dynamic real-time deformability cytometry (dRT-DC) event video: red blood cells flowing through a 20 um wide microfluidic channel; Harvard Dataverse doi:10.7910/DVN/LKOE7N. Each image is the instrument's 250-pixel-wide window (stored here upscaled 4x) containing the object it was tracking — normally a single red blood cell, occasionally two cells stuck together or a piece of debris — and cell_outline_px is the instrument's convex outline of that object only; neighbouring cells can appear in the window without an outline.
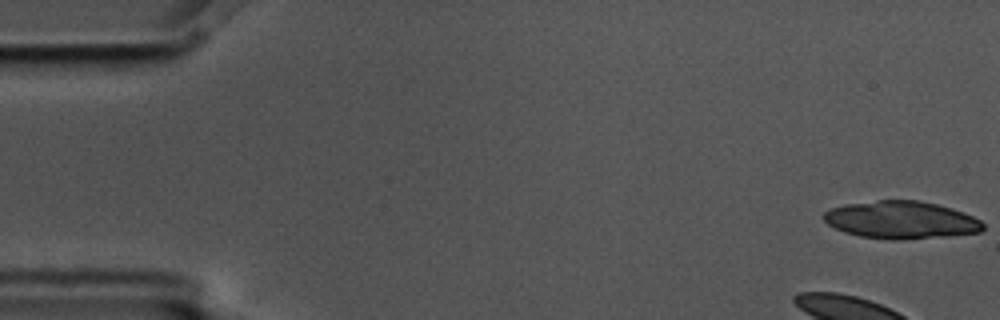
{"species": "common noctule bat (a hibernating species)", "species_latin": "Nyctalus noctula", "temperature_condition": "cold", "stored_images_in_passage": 7, "camera_frame_rate_fps": 3000, "um_per_image_px": 0.085, "animal": {"sex": "male", "body_mass_g": 17.5, "forearm_length_mm": 52.3}, "frame": {"image": 1, "passage_image": 1, "time_ms": 0.0, "image_size_px": [1000, 320], "cell_outline_px": [[984, 228], [980, 232], [948, 236], [896, 240], [892, 240], [860, 236], [844, 232], [828, 224], [824, 220], [824, 212], [832, 208], [844, 204], [880, 200], [920, 200], [952, 208], [964, 212], [980, 220], [984, 224]], "centroid_in_image_um": [76.61, 18.69], "position_along_channel_um": 8.4, "area_um2": 34.85}}
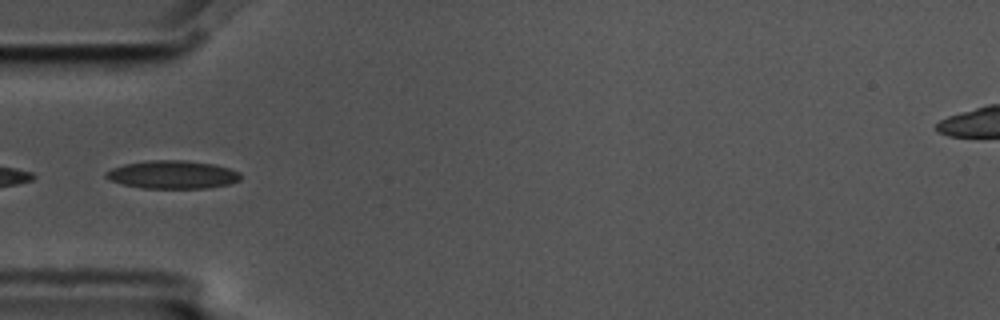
{"frame": {"image": 2, "passage_image": 6, "time_ms": 1.667, "image_size_px": [1000, 320], "cell_outline_px": [[240, 180], [228, 184], [208, 188], [144, 188], [124, 184], [108, 180], [104, 176], [104, 172], [112, 168], [124, 164], [152, 160], [184, 160], [216, 164], [240, 172]], "centroid_in_image_um": [14.65, 14.84], "position_along_channel_um": 70.3, "area_um2": 22.08}}